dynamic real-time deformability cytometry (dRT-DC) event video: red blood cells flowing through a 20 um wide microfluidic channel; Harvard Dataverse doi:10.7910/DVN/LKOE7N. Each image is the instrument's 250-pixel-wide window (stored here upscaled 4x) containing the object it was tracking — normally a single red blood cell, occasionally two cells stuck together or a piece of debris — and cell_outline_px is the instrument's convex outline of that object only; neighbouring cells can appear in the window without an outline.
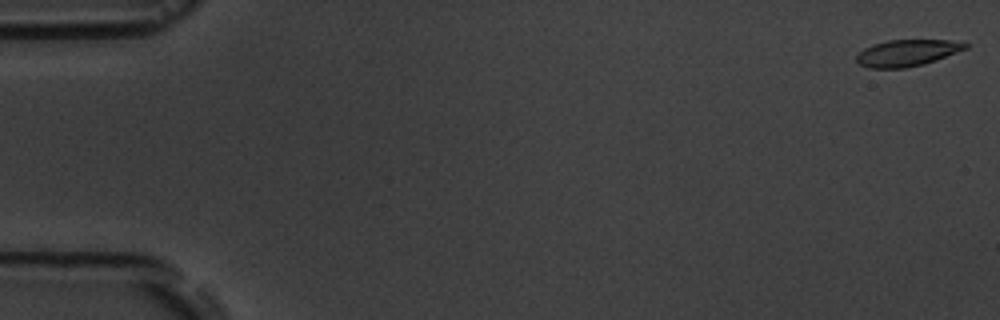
{"species": "common noctule bat (a hibernating species)", "species_latin": "Nyctalus noctula", "temperature_condition": "room temperature", "stored_images_in_passage": 5, "camera_frame_rate_fps": 3000, "um_per_image_px": 0.085, "animal": {"sex": "male", "body_mass_g": 19.5, "forearm_length_mm": 54.6}, "frame": {"image": 1, "passage_image": 1, "time_ms": 0.0, "image_size_px": [1000, 320], "cell_outline_px": [[968, 48], [936, 60], [924, 64], [904, 68], [868, 68], [860, 64], [856, 60], [856, 56], [864, 48], [872, 44], [888, 40], [948, 40], [968, 44]], "centroid_in_image_um": [77.08, 4.5], "position_along_channel_um": 7.9, "area_um2": 16.76}}
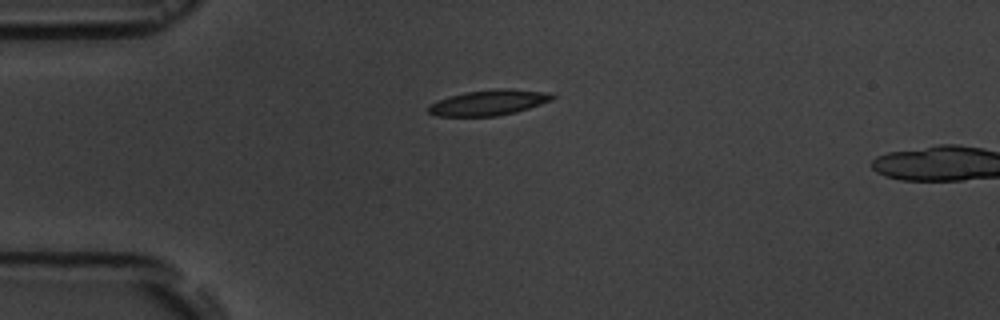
{"frame": {"image": 2, "passage_image": 4, "time_ms": 4.333, "image_size_px": [1000, 320], "cell_outline_px": [[556, 96], [552, 100], [516, 112], [496, 116], [436, 116], [428, 112], [428, 104], [448, 96], [468, 92], [496, 88], [508, 88], [544, 92]], "centroid_in_image_um": [41.5, 8.72], "position_along_channel_um": 43.5, "area_um2": 18.32}}